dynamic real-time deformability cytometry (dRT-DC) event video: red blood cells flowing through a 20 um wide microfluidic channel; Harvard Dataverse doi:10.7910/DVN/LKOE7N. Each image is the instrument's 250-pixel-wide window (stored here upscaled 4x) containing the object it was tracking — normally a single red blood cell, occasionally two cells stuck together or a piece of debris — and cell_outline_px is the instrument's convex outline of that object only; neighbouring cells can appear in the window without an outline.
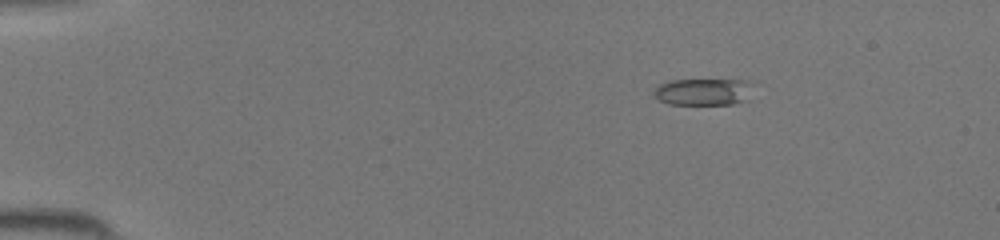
{"species": "common noctule bat (a hibernating species)", "species_latin": "Nyctalus noctula", "temperature_condition": "room temperature", "stored_images_in_passage": 39, "camera_frame_rate_fps": 3000, "um_per_image_px": 0.085, "animal": {"sex": "female", "body_mass_g": 19.5, "forearm_length_mm": 54.1}, "frame": {"image": 1, "passage_image": 2, "time_ms": 0.333, "image_size_px": [1000, 240], "cell_outline_px": [[748, 100], [732, 104], [668, 104], [660, 100], [652, 92], [660, 84], [672, 80], [744, 80], [748, 84]], "centroid_in_image_um": [59.72, 7.81], "position_along_channel_um": 25.3, "area_um2": 15.14}}
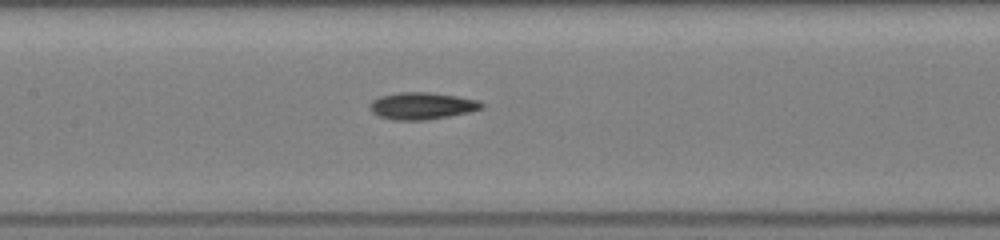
{"frame": {"image": 2, "passage_image": 17, "time_ms": 5.333, "image_size_px": [1000, 240], "cell_outline_px": [[484, 108], [468, 112], [428, 120], [392, 120], [376, 116], [368, 108], [368, 104], [372, 100], [380, 96], [396, 92], [428, 92], [456, 96], [476, 100], [484, 104]], "centroid_in_image_um": [35.79, 9.0], "position_along_channel_um": 171.6, "area_um2": 17.74}}
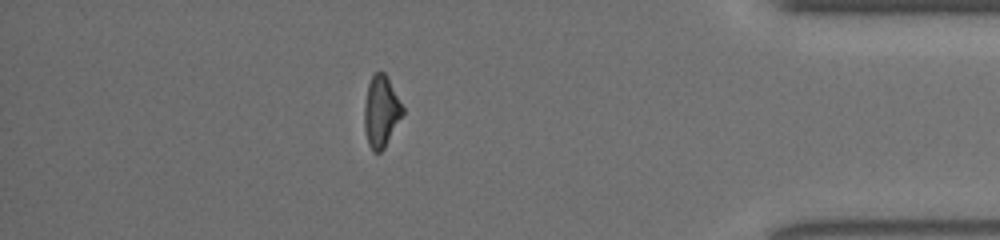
{"frame": {"image": 3, "passage_image": 34, "time_ms": 11.0, "image_size_px": [1000, 240], "cell_outline_px": [[404, 112], [384, 148], [380, 152], [372, 152], [368, 144], [364, 128], [364, 104], [368, 84], [372, 76], [376, 72], [384, 72], [404, 108]], "centroid_in_image_um": [32.37, 9.5], "position_along_channel_um": 402.8, "area_um2": 15.78}}